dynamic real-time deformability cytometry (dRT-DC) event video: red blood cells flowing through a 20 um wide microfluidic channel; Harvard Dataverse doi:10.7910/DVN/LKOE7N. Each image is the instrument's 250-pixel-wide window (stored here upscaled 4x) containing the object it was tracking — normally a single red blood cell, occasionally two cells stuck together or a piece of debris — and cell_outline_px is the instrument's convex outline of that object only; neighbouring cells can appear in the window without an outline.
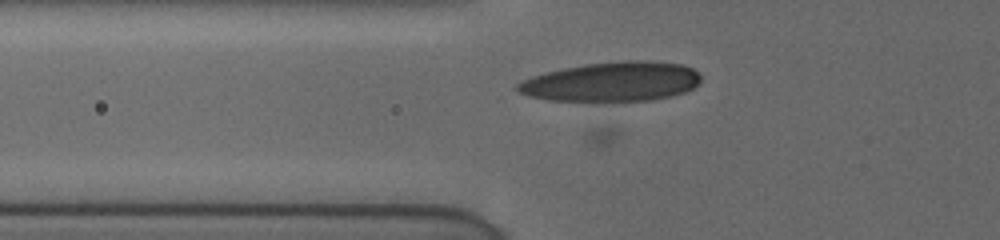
{"species": "human", "species_latin": "Homo sapiens", "temperature_condition": "cold", "stored_images_in_passage": 17, "camera_frame_rate_fps": 3000, "um_per_image_px": 0.085, "donor": {"sex": "female"}, "frame": {"image": 1, "passage_image": 15, "time_ms": 6.667, "image_size_px": [1000, 240], "cell_outline_px": [[700, 80], [692, 88], [684, 92], [672, 96], [652, 100], [548, 100], [528, 96], [520, 92], [516, 88], [516, 84], [532, 76], [564, 68], [588, 64], [620, 60], [648, 60], [684, 64], [700, 72]], "centroid_in_image_um": [52.06, 6.93], "position_along_channel_um": 73.7, "area_um2": 41.91}}